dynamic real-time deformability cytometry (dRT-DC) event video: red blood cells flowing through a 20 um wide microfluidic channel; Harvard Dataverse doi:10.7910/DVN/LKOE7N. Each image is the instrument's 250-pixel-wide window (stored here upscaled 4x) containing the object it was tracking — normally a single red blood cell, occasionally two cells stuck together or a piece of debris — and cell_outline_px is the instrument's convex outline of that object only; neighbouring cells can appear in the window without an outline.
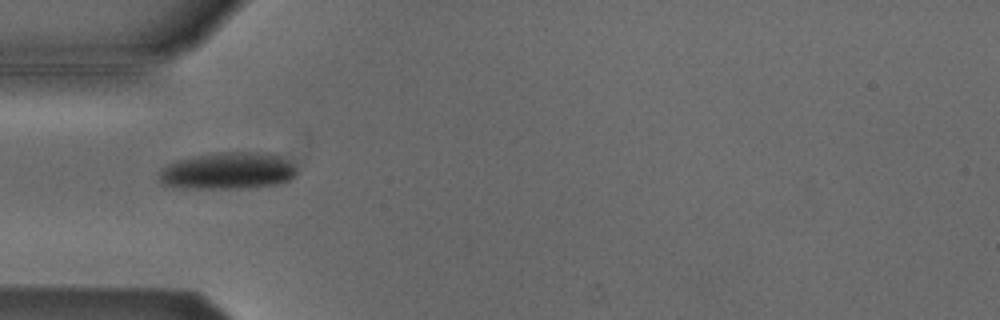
{"species": "Egyptian fruit bat (a non-hibernating species)", "species_latin": "Rousettus aegyptiacus", "temperature_condition": "cold", "stored_images_in_passage": 35, "camera_frame_rate_fps": 3000, "um_per_image_px": 0.085, "animal": {"sex": "male"}, "frame": {"image": 1, "passage_image": 1, "time_ms": 0.0, "image_size_px": [1000, 320], "cell_outline_px": [[296, 176], [288, 180], [276, 184], [240, 188], [184, 188], [164, 184], [160, 180], [160, 172], [168, 164], [176, 160], [192, 156], [220, 152], [276, 152], [288, 160], [296, 168]], "centroid_in_image_um": [19.42, 14.5], "position_along_channel_um": 65.6, "area_um2": 29.65}}
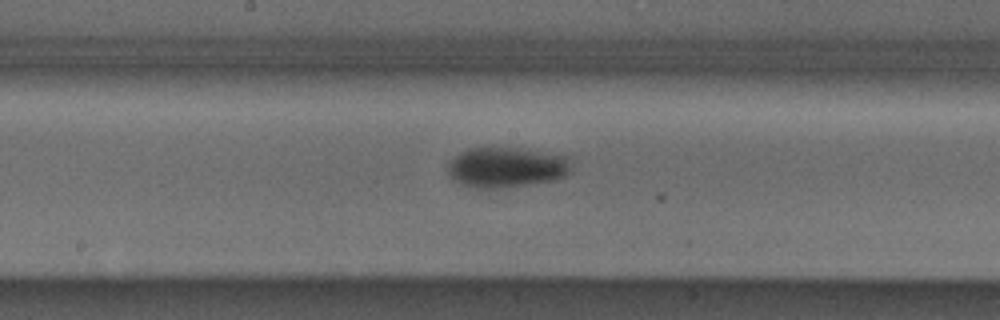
{"frame": {"image": 2, "passage_image": 12, "time_ms": 3.667, "image_size_px": [1000, 320], "cell_outline_px": [[572, 172], [556, 180], [504, 188], [472, 188], [460, 184], [448, 172], [448, 160], [468, 148], [512, 148], [564, 156]], "centroid_in_image_um": [42.98, 14.25], "position_along_channel_um": 205.2, "area_um2": 28.61}}
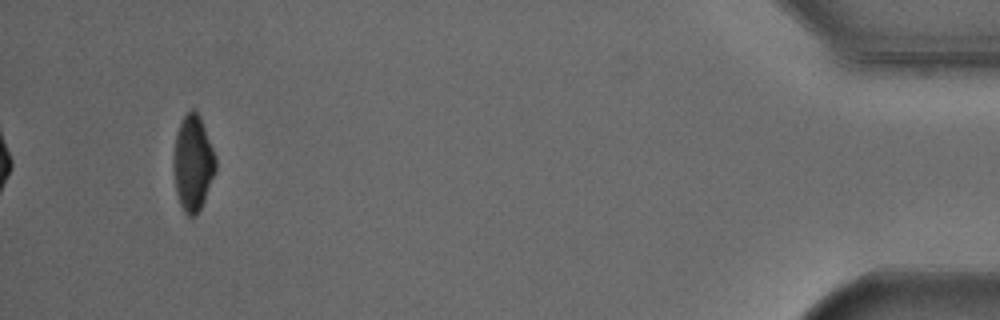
{"frame": {"image": 3, "passage_image": 35, "time_ms": 11.333, "image_size_px": [1000, 320], "cell_outline_px": [[216, 172], [204, 200], [196, 216], [188, 216], [184, 212], [180, 204], [176, 192], [172, 160], [176, 136], [180, 124], [184, 116], [192, 108], [200, 116], [216, 156]], "centroid_in_image_um": [16.4, 13.88], "position_along_channel_um": 418.8, "area_um2": 23.47}, "authors_computed_cell_mechanics": {"area_um2": 28.1486, "velocity_mm_per_s": 3.8162, "shape_relaxation_time_tau1_ms": 2.3227, "shape_relaxation_time_tau2_ms": null, "deformation_change_tau1": 0.0931, "deformation_change_tau2": null}}